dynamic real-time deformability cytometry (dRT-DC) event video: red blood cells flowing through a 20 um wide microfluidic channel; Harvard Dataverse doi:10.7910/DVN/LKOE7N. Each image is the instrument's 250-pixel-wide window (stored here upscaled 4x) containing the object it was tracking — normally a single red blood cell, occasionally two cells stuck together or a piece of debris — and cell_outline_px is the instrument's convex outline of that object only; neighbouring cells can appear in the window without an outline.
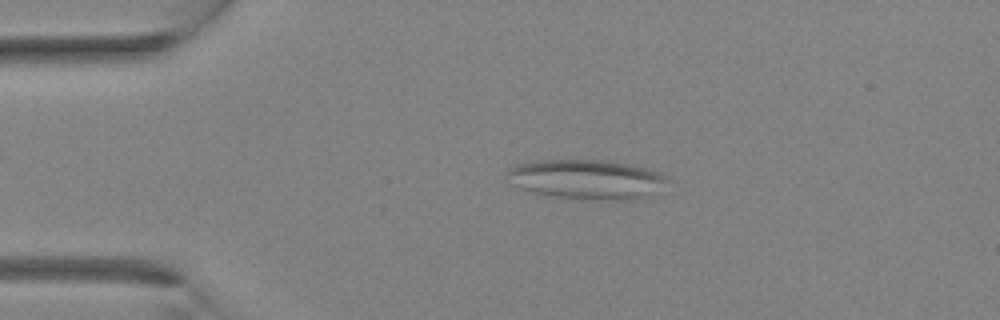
{"species": "Egyptian fruit bat (a non-hibernating species)", "species_latin": "Rousettus aegyptiacus", "temperature_condition": "room temperature", "stored_images_in_passage": 2, "camera_frame_rate_fps": 3000, "um_per_image_px": 0.085, "animal": {"sex": "female"}, "frame": {"image": 1, "passage_image": 1, "time_ms": 0.0, "image_size_px": [1000, 320], "cell_outline_px": [[672, 180], [632, 200], [588, 200], [556, 196], [532, 192], [508, 184], [508, 168], [516, 164], [536, 160], [608, 160], [632, 164], [660, 172], [668, 176]], "centroid_in_image_um": [49.8, 15.22], "position_along_channel_um": 35.2, "area_um2": 36.99}}